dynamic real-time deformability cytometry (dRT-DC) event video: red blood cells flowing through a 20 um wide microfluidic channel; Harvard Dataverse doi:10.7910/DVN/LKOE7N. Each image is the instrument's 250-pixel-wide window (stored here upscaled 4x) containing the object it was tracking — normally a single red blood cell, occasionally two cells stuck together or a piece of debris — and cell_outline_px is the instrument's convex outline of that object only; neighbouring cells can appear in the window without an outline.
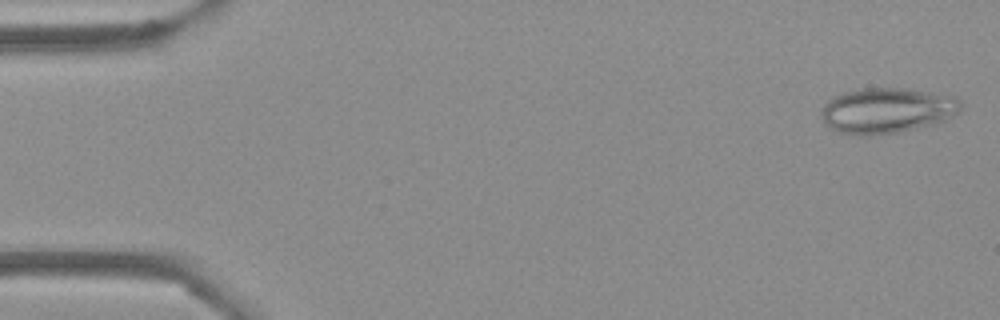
{"species": "Egyptian fruit bat (a non-hibernating species)", "species_latin": "Rousettus aegyptiacus", "temperature_condition": "cold", "stored_images_in_passage": 54, "camera_frame_rate_fps": 3000, "um_per_image_px": 0.085, "frame": {"image": 1, "passage_image": 2, "time_ms": 0.333, "image_size_px": [1000, 320], "cell_outline_px": [[960, 112], [944, 120], [932, 124], [900, 132], [868, 136], [848, 136], [832, 128], [824, 120], [820, 112], [824, 104], [832, 96], [844, 92], [860, 88], [904, 88], [956, 96], [960, 100]], "centroid_in_image_um": [75.37, 9.39], "position_along_channel_um": 9.6, "area_um2": 37.17}}
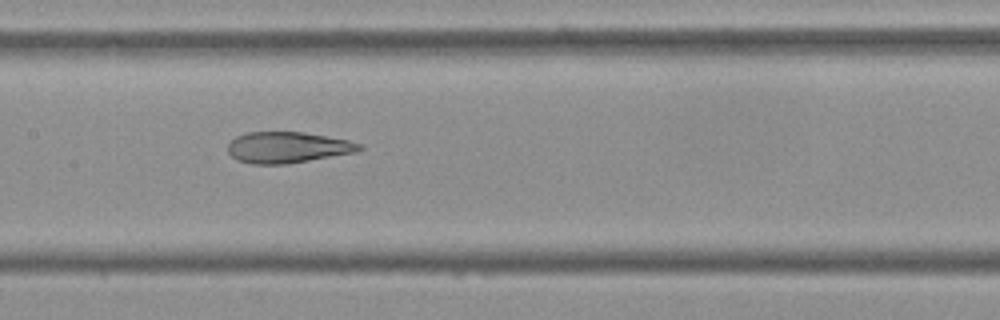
{"frame": {"image": 2, "passage_image": 26, "time_ms": 8.333, "image_size_px": [1000, 320], "cell_outline_px": [[364, 148], [356, 152], [288, 164], [252, 164], [236, 160], [228, 152], [228, 144], [236, 136], [248, 132], [304, 132], [348, 140], [364, 144]], "centroid_in_image_um": [24.46, 12.53], "position_along_channel_um": 182.9, "area_um2": 23.93}}
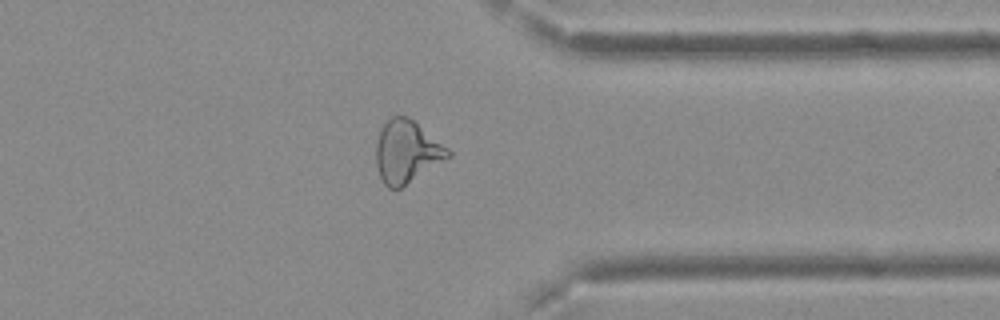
{"frame": {"image": 3, "passage_image": 42, "time_ms": 13.667, "image_size_px": [1000, 320], "cell_outline_px": [[452, 156], [400, 188], [388, 188], [384, 184], [380, 176], [376, 164], [376, 144], [380, 128], [392, 116], [408, 116], [448, 148], [452, 152]], "centroid_in_image_um": [34.57, 12.89], "position_along_channel_um": 376.8, "area_um2": 26.01}, "authors_computed_cell_mechanics": {"area_um2": 27.744, "velocity_mm_per_s": 3.7472, "shape_relaxation_time_tau1_ms": null, "shape_relaxation_time_tau2_ms": 2.574, "deformation_change_tau1": null, "deformation_change_tau2": 0.1042}}